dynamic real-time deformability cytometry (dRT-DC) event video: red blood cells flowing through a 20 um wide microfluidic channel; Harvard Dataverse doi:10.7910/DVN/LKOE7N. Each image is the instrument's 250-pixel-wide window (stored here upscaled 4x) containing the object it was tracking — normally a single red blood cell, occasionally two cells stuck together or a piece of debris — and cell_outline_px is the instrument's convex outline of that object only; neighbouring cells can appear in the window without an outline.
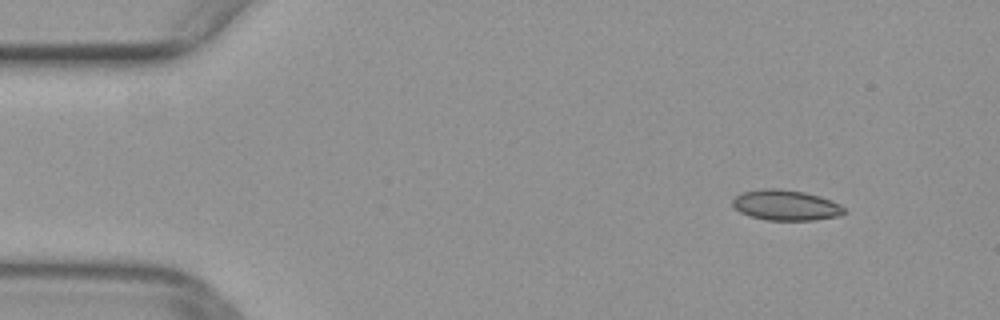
{"species": "common noctule bat (a hibernating species)", "species_latin": "Nyctalus noctula", "temperature_condition": "warm", "stored_images_in_passage": 50, "camera_frame_rate_fps": 3000, "um_per_image_px": 0.085, "animal": {"sex": "female", "body_mass_g": 29.2, "forearm_length_mm": 56.3}, "frame": {"image": 1, "passage_image": 5, "time_ms": 1.333, "image_size_px": [1000, 320], "cell_outline_px": [[848, 212], [840, 216], [816, 220], [768, 220], [748, 216], [740, 212], [732, 204], [732, 200], [736, 196], [744, 192], [764, 188], [780, 188], [804, 192], [820, 196], [840, 204]], "centroid_in_image_um": [66.82, 17.44], "position_along_channel_um": 18.2, "area_um2": 19.94}}
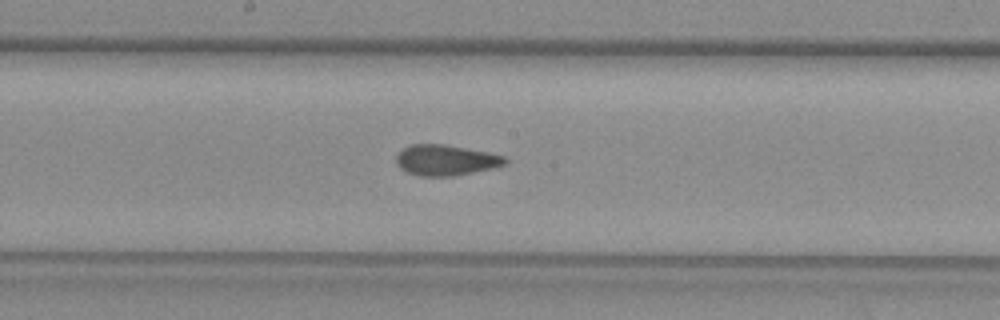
{"frame": {"image": 2, "passage_image": 26, "time_ms": 8.333, "image_size_px": [1000, 320], "cell_outline_px": [[508, 160], [504, 164], [492, 168], [452, 176], [420, 176], [408, 172], [400, 168], [396, 164], [396, 156], [404, 148], [412, 144], [444, 144], [488, 152], [504, 156]], "centroid_in_image_um": [37.87, 13.61], "position_along_channel_um": 210.3, "area_um2": 19.25}}
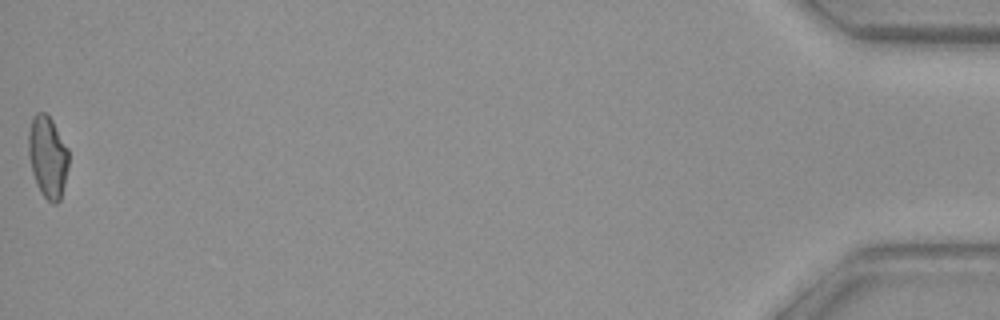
{"frame": {"image": 3, "passage_image": 50, "time_ms": 16.333, "image_size_px": [1000, 320], "cell_outline_px": [[68, 164], [64, 184], [60, 200], [56, 204], [52, 204], [40, 192], [36, 184], [32, 172], [28, 156], [28, 132], [32, 116], [36, 112], [44, 112], [52, 120], [68, 148]], "centroid_in_image_um": [4.03, 13.32], "position_along_channel_um": 431.2, "area_um2": 19.25}}